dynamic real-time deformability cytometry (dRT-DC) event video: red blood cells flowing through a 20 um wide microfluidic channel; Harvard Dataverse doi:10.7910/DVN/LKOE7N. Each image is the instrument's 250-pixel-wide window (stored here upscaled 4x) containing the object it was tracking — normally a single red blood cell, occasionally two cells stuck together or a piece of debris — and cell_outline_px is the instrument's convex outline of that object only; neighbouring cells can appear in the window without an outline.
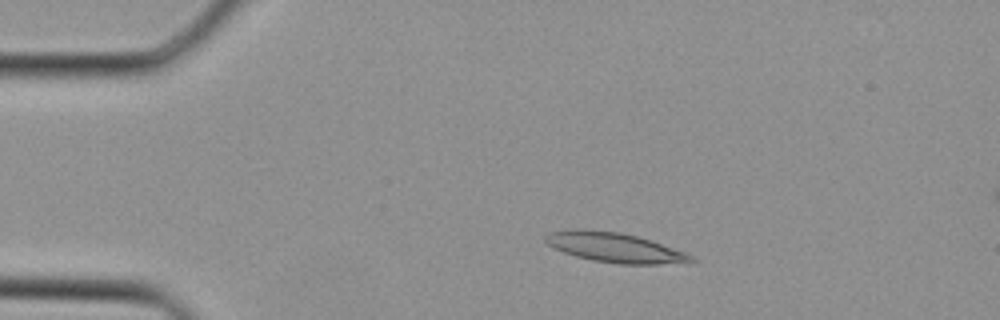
{"species": "Egyptian fruit bat (a non-hibernating species)", "species_latin": "Rousettus aegyptiacus", "temperature_condition": "cold", "stored_images_in_passage": 34, "camera_frame_rate_fps": 3000, "um_per_image_px": 0.085, "animal": {"sex": "female"}, "frame": {"image": 1, "passage_image": 6, "time_ms": 1.667, "image_size_px": [1000, 320], "cell_outline_px": [[696, 260], [660, 264], [616, 264], [592, 260], [576, 256], [564, 252], [548, 244], [544, 240], [544, 236], [548, 232], [572, 228], [580, 228], [620, 232], [652, 240], [688, 252]], "centroid_in_image_um": [52.22, 21.02], "position_along_channel_um": 32.8, "area_um2": 25.37}}
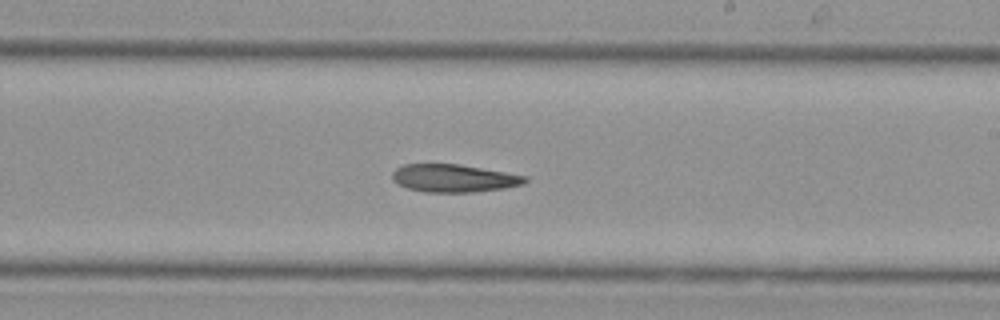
{"frame": {"image": 2, "passage_image": 20, "time_ms": 6.333, "image_size_px": [1000, 320], "cell_outline_px": [[528, 180], [524, 184], [504, 188], [472, 192], [424, 192], [408, 188], [392, 180], [392, 172], [396, 168], [404, 164], [456, 164], [528, 176]], "centroid_in_image_um": [38.57, 15.15], "position_along_channel_um": 250.4, "area_um2": 21.33}}
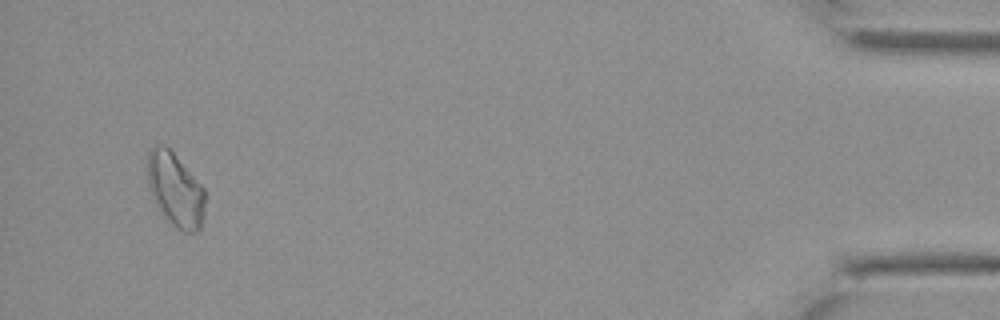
{"frame": {"image": 3, "passage_image": 33, "time_ms": 10.667, "image_size_px": [1000, 320], "cell_outline_px": [[208, 196], [200, 228], [196, 232], [180, 232], [156, 208], [148, 188], [148, 152], [156, 144], [164, 144], [172, 152], [204, 188]], "centroid_in_image_um": [14.91, 16.16], "position_along_channel_um": 420.3, "area_um2": 25.03}}